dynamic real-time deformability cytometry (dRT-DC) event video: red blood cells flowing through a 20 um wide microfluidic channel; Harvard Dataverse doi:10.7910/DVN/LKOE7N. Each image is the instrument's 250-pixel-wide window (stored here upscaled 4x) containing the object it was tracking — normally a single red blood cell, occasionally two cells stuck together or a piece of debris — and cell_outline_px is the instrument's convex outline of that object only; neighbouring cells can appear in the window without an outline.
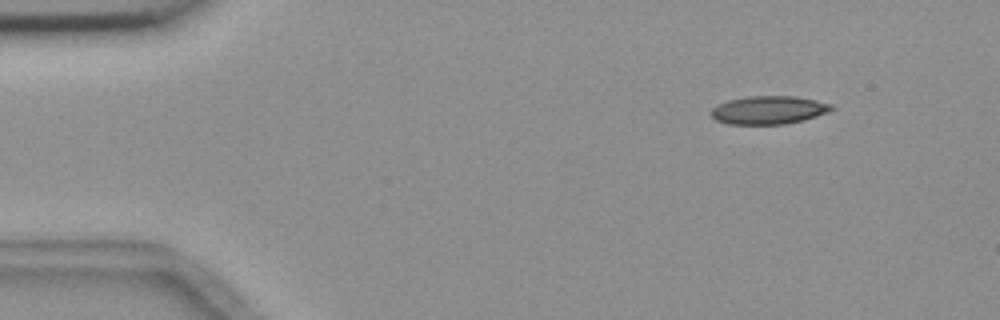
{"species": "common noctule bat (a hibernating species)", "species_latin": "Nyctalus noctula", "temperature_condition": "room temperature", "stored_images_in_passage": 8, "camera_frame_rate_fps": 3000, "um_per_image_px": 0.085, "animal": {"sex": "female", "body_mass_g": 18.4}, "frame": {"image": 1, "passage_image": 1, "time_ms": 0.0, "image_size_px": [1000, 320], "cell_outline_px": [[836, 108], [828, 112], [804, 120], [784, 124], [728, 124], [716, 120], [708, 112], [716, 104], [728, 100], [748, 96], [796, 96], [816, 100], [832, 104]], "centroid_in_image_um": [65.33, 9.35], "position_along_channel_um": 19.7, "area_um2": 20.0}}
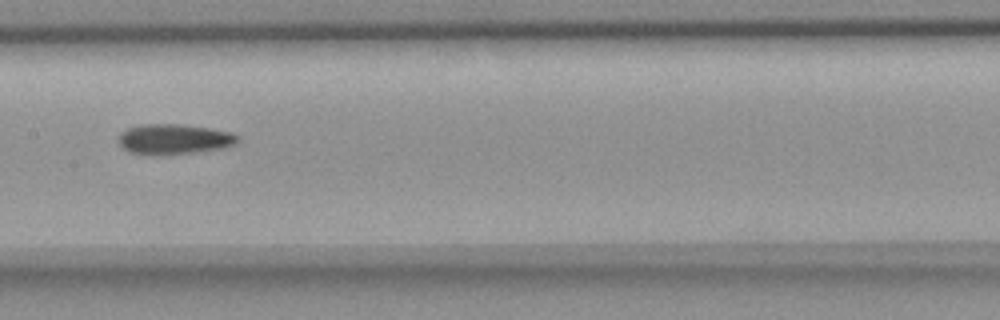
{"frame": {"image": 2, "passage_image": 6, "time_ms": 7.0, "image_size_px": [1000, 320], "cell_outline_px": [[240, 140], [236, 144], [220, 148], [192, 152], [152, 156], [128, 152], [120, 144], [120, 132], [128, 128], [140, 124], [180, 124], [208, 128], [232, 132], [240, 136]], "centroid_in_image_um": [14.79, 11.83], "position_along_channel_um": 192.6, "area_um2": 21.04}}
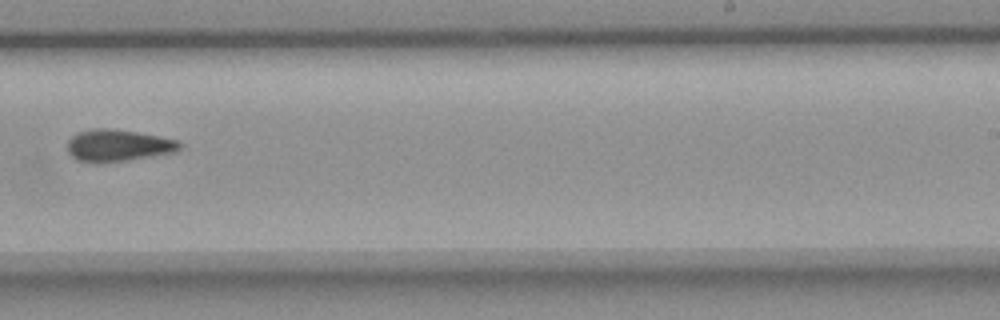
{"frame": {"image": 3, "passage_image": 8, "time_ms": 9.333, "image_size_px": [1000, 320], "cell_outline_px": [[180, 148], [176, 152], [128, 160], [96, 164], [76, 160], [68, 152], [68, 140], [76, 132], [92, 128], [108, 128], [136, 132], [176, 140], [180, 144]], "centroid_in_image_um": [9.96, 12.38], "position_along_channel_um": 279.0, "area_um2": 20.92}}